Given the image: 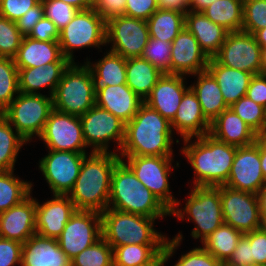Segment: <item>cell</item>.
<instances>
[{
	"instance_id": "29",
	"label": "cell",
	"mask_w": 266,
	"mask_h": 266,
	"mask_svg": "<svg viewBox=\"0 0 266 266\" xmlns=\"http://www.w3.org/2000/svg\"><path fill=\"white\" fill-rule=\"evenodd\" d=\"M14 61L18 69H24L69 60L63 56L58 41H38L24 36Z\"/></svg>"
},
{
	"instance_id": "45",
	"label": "cell",
	"mask_w": 266,
	"mask_h": 266,
	"mask_svg": "<svg viewBox=\"0 0 266 266\" xmlns=\"http://www.w3.org/2000/svg\"><path fill=\"white\" fill-rule=\"evenodd\" d=\"M23 37L14 21L0 16V57L14 58Z\"/></svg>"
},
{
	"instance_id": "37",
	"label": "cell",
	"mask_w": 266,
	"mask_h": 266,
	"mask_svg": "<svg viewBox=\"0 0 266 266\" xmlns=\"http://www.w3.org/2000/svg\"><path fill=\"white\" fill-rule=\"evenodd\" d=\"M243 234L232 226L223 223L202 242V247L223 264L232 255Z\"/></svg>"
},
{
	"instance_id": "13",
	"label": "cell",
	"mask_w": 266,
	"mask_h": 266,
	"mask_svg": "<svg viewBox=\"0 0 266 266\" xmlns=\"http://www.w3.org/2000/svg\"><path fill=\"white\" fill-rule=\"evenodd\" d=\"M214 58L229 68L253 75L263 73L262 48L250 33L229 32Z\"/></svg>"
},
{
	"instance_id": "25",
	"label": "cell",
	"mask_w": 266,
	"mask_h": 266,
	"mask_svg": "<svg viewBox=\"0 0 266 266\" xmlns=\"http://www.w3.org/2000/svg\"><path fill=\"white\" fill-rule=\"evenodd\" d=\"M144 103L127 84L106 86L95 94V105L111 112L125 124Z\"/></svg>"
},
{
	"instance_id": "51",
	"label": "cell",
	"mask_w": 266,
	"mask_h": 266,
	"mask_svg": "<svg viewBox=\"0 0 266 266\" xmlns=\"http://www.w3.org/2000/svg\"><path fill=\"white\" fill-rule=\"evenodd\" d=\"M22 243L0 237V266H21Z\"/></svg>"
},
{
	"instance_id": "46",
	"label": "cell",
	"mask_w": 266,
	"mask_h": 266,
	"mask_svg": "<svg viewBox=\"0 0 266 266\" xmlns=\"http://www.w3.org/2000/svg\"><path fill=\"white\" fill-rule=\"evenodd\" d=\"M266 27V0H243V32L254 34Z\"/></svg>"
},
{
	"instance_id": "36",
	"label": "cell",
	"mask_w": 266,
	"mask_h": 266,
	"mask_svg": "<svg viewBox=\"0 0 266 266\" xmlns=\"http://www.w3.org/2000/svg\"><path fill=\"white\" fill-rule=\"evenodd\" d=\"M202 12L212 22L223 26L229 32L242 30L243 0H216Z\"/></svg>"
},
{
	"instance_id": "56",
	"label": "cell",
	"mask_w": 266,
	"mask_h": 266,
	"mask_svg": "<svg viewBox=\"0 0 266 266\" xmlns=\"http://www.w3.org/2000/svg\"><path fill=\"white\" fill-rule=\"evenodd\" d=\"M126 0H94L93 8L107 20L116 15H123Z\"/></svg>"
},
{
	"instance_id": "54",
	"label": "cell",
	"mask_w": 266,
	"mask_h": 266,
	"mask_svg": "<svg viewBox=\"0 0 266 266\" xmlns=\"http://www.w3.org/2000/svg\"><path fill=\"white\" fill-rule=\"evenodd\" d=\"M44 17L43 3L40 1L33 8L29 9L21 18L15 21L18 30L28 36L37 22Z\"/></svg>"
},
{
	"instance_id": "10",
	"label": "cell",
	"mask_w": 266,
	"mask_h": 266,
	"mask_svg": "<svg viewBox=\"0 0 266 266\" xmlns=\"http://www.w3.org/2000/svg\"><path fill=\"white\" fill-rule=\"evenodd\" d=\"M122 159H127V165L131 168L137 179L143 186L149 189L157 199L169 210L179 206L172 192H170L169 175L173 170L172 156H134L119 155ZM126 157V158H125ZM173 160V161H172ZM172 166V167H171Z\"/></svg>"
},
{
	"instance_id": "30",
	"label": "cell",
	"mask_w": 266,
	"mask_h": 266,
	"mask_svg": "<svg viewBox=\"0 0 266 266\" xmlns=\"http://www.w3.org/2000/svg\"><path fill=\"white\" fill-rule=\"evenodd\" d=\"M207 71L217 81L224 101L229 107L247 94V88L254 76L249 72L226 67L215 58L209 59Z\"/></svg>"
},
{
	"instance_id": "1",
	"label": "cell",
	"mask_w": 266,
	"mask_h": 266,
	"mask_svg": "<svg viewBox=\"0 0 266 266\" xmlns=\"http://www.w3.org/2000/svg\"><path fill=\"white\" fill-rule=\"evenodd\" d=\"M170 121L143 103L131 121L125 124L119 155L173 156V132Z\"/></svg>"
},
{
	"instance_id": "21",
	"label": "cell",
	"mask_w": 266,
	"mask_h": 266,
	"mask_svg": "<svg viewBox=\"0 0 266 266\" xmlns=\"http://www.w3.org/2000/svg\"><path fill=\"white\" fill-rule=\"evenodd\" d=\"M36 198L31 194L21 203L0 213V237L25 243L36 234Z\"/></svg>"
},
{
	"instance_id": "16",
	"label": "cell",
	"mask_w": 266,
	"mask_h": 266,
	"mask_svg": "<svg viewBox=\"0 0 266 266\" xmlns=\"http://www.w3.org/2000/svg\"><path fill=\"white\" fill-rule=\"evenodd\" d=\"M39 161V170L53 194L68 195L80 173L87 153L48 150Z\"/></svg>"
},
{
	"instance_id": "27",
	"label": "cell",
	"mask_w": 266,
	"mask_h": 266,
	"mask_svg": "<svg viewBox=\"0 0 266 266\" xmlns=\"http://www.w3.org/2000/svg\"><path fill=\"white\" fill-rule=\"evenodd\" d=\"M70 64V61H56L42 67L18 69L20 93L40 94L38 90L47 87L49 96L53 97L63 72Z\"/></svg>"
},
{
	"instance_id": "58",
	"label": "cell",
	"mask_w": 266,
	"mask_h": 266,
	"mask_svg": "<svg viewBox=\"0 0 266 266\" xmlns=\"http://www.w3.org/2000/svg\"><path fill=\"white\" fill-rule=\"evenodd\" d=\"M261 228L266 230V185H264L257 193Z\"/></svg>"
},
{
	"instance_id": "44",
	"label": "cell",
	"mask_w": 266,
	"mask_h": 266,
	"mask_svg": "<svg viewBox=\"0 0 266 266\" xmlns=\"http://www.w3.org/2000/svg\"><path fill=\"white\" fill-rule=\"evenodd\" d=\"M141 57L164 74H171V42L149 37Z\"/></svg>"
},
{
	"instance_id": "20",
	"label": "cell",
	"mask_w": 266,
	"mask_h": 266,
	"mask_svg": "<svg viewBox=\"0 0 266 266\" xmlns=\"http://www.w3.org/2000/svg\"><path fill=\"white\" fill-rule=\"evenodd\" d=\"M76 210L68 195L53 194V199L43 204L36 200V234L58 239Z\"/></svg>"
},
{
	"instance_id": "19",
	"label": "cell",
	"mask_w": 266,
	"mask_h": 266,
	"mask_svg": "<svg viewBox=\"0 0 266 266\" xmlns=\"http://www.w3.org/2000/svg\"><path fill=\"white\" fill-rule=\"evenodd\" d=\"M208 62L197 39L184 27L171 43V74L193 76L206 71Z\"/></svg>"
},
{
	"instance_id": "38",
	"label": "cell",
	"mask_w": 266,
	"mask_h": 266,
	"mask_svg": "<svg viewBox=\"0 0 266 266\" xmlns=\"http://www.w3.org/2000/svg\"><path fill=\"white\" fill-rule=\"evenodd\" d=\"M33 184L14 176V170L0 171V213L18 205L30 194Z\"/></svg>"
},
{
	"instance_id": "34",
	"label": "cell",
	"mask_w": 266,
	"mask_h": 266,
	"mask_svg": "<svg viewBox=\"0 0 266 266\" xmlns=\"http://www.w3.org/2000/svg\"><path fill=\"white\" fill-rule=\"evenodd\" d=\"M165 244H131L113 249L115 266L163 265Z\"/></svg>"
},
{
	"instance_id": "48",
	"label": "cell",
	"mask_w": 266,
	"mask_h": 266,
	"mask_svg": "<svg viewBox=\"0 0 266 266\" xmlns=\"http://www.w3.org/2000/svg\"><path fill=\"white\" fill-rule=\"evenodd\" d=\"M41 0H0V16L17 21Z\"/></svg>"
},
{
	"instance_id": "9",
	"label": "cell",
	"mask_w": 266,
	"mask_h": 266,
	"mask_svg": "<svg viewBox=\"0 0 266 266\" xmlns=\"http://www.w3.org/2000/svg\"><path fill=\"white\" fill-rule=\"evenodd\" d=\"M58 43L64 57L74 61L73 50L106 46V20L93 7L78 10L73 19L59 31Z\"/></svg>"
},
{
	"instance_id": "22",
	"label": "cell",
	"mask_w": 266,
	"mask_h": 266,
	"mask_svg": "<svg viewBox=\"0 0 266 266\" xmlns=\"http://www.w3.org/2000/svg\"><path fill=\"white\" fill-rule=\"evenodd\" d=\"M185 79L184 75L163 74L144 103L171 121L184 93L190 88L185 85Z\"/></svg>"
},
{
	"instance_id": "11",
	"label": "cell",
	"mask_w": 266,
	"mask_h": 266,
	"mask_svg": "<svg viewBox=\"0 0 266 266\" xmlns=\"http://www.w3.org/2000/svg\"><path fill=\"white\" fill-rule=\"evenodd\" d=\"M82 124L83 137L88 147H92V152L109 153L110 141L118 144L120 152L125 136V123L96 105L85 114L79 116Z\"/></svg>"
},
{
	"instance_id": "40",
	"label": "cell",
	"mask_w": 266,
	"mask_h": 266,
	"mask_svg": "<svg viewBox=\"0 0 266 266\" xmlns=\"http://www.w3.org/2000/svg\"><path fill=\"white\" fill-rule=\"evenodd\" d=\"M182 239L183 235L180 232L171 240L167 238L162 253L163 266L174 255L177 247L181 245L180 242H182ZM222 264L220 260L216 259L203 247H196L186 254L181 255L174 266H222Z\"/></svg>"
},
{
	"instance_id": "32",
	"label": "cell",
	"mask_w": 266,
	"mask_h": 266,
	"mask_svg": "<svg viewBox=\"0 0 266 266\" xmlns=\"http://www.w3.org/2000/svg\"><path fill=\"white\" fill-rule=\"evenodd\" d=\"M194 76H197V81L190 88L196 94L204 116L212 122L229 106L224 101L217 81L207 70Z\"/></svg>"
},
{
	"instance_id": "39",
	"label": "cell",
	"mask_w": 266,
	"mask_h": 266,
	"mask_svg": "<svg viewBox=\"0 0 266 266\" xmlns=\"http://www.w3.org/2000/svg\"><path fill=\"white\" fill-rule=\"evenodd\" d=\"M26 143L28 142L0 114V171L15 170L18 152Z\"/></svg>"
},
{
	"instance_id": "49",
	"label": "cell",
	"mask_w": 266,
	"mask_h": 266,
	"mask_svg": "<svg viewBox=\"0 0 266 266\" xmlns=\"http://www.w3.org/2000/svg\"><path fill=\"white\" fill-rule=\"evenodd\" d=\"M243 235L250 241L254 266H266V230L260 228Z\"/></svg>"
},
{
	"instance_id": "52",
	"label": "cell",
	"mask_w": 266,
	"mask_h": 266,
	"mask_svg": "<svg viewBox=\"0 0 266 266\" xmlns=\"http://www.w3.org/2000/svg\"><path fill=\"white\" fill-rule=\"evenodd\" d=\"M224 264L226 266H254L250 241L244 235L241 236L232 255Z\"/></svg>"
},
{
	"instance_id": "6",
	"label": "cell",
	"mask_w": 266,
	"mask_h": 266,
	"mask_svg": "<svg viewBox=\"0 0 266 266\" xmlns=\"http://www.w3.org/2000/svg\"><path fill=\"white\" fill-rule=\"evenodd\" d=\"M184 208H173L170 215H174L178 220L193 221L196 226L191 231L194 239H199L202 243L206 237L213 233L223 223L222 204L220 198V186H193Z\"/></svg>"
},
{
	"instance_id": "61",
	"label": "cell",
	"mask_w": 266,
	"mask_h": 266,
	"mask_svg": "<svg viewBox=\"0 0 266 266\" xmlns=\"http://www.w3.org/2000/svg\"><path fill=\"white\" fill-rule=\"evenodd\" d=\"M253 36L255 37L258 44L261 46V48L266 47V27L262 28L260 30H257Z\"/></svg>"
},
{
	"instance_id": "33",
	"label": "cell",
	"mask_w": 266,
	"mask_h": 266,
	"mask_svg": "<svg viewBox=\"0 0 266 266\" xmlns=\"http://www.w3.org/2000/svg\"><path fill=\"white\" fill-rule=\"evenodd\" d=\"M163 74L142 57L126 59V84L143 101Z\"/></svg>"
},
{
	"instance_id": "3",
	"label": "cell",
	"mask_w": 266,
	"mask_h": 266,
	"mask_svg": "<svg viewBox=\"0 0 266 266\" xmlns=\"http://www.w3.org/2000/svg\"><path fill=\"white\" fill-rule=\"evenodd\" d=\"M183 139L181 149L194 169V186L217 187L225 185L233 164L237 147L218 141L210 134ZM193 142V143H192Z\"/></svg>"
},
{
	"instance_id": "12",
	"label": "cell",
	"mask_w": 266,
	"mask_h": 266,
	"mask_svg": "<svg viewBox=\"0 0 266 266\" xmlns=\"http://www.w3.org/2000/svg\"><path fill=\"white\" fill-rule=\"evenodd\" d=\"M146 20L116 15L106 20V44L125 59L141 57L149 40Z\"/></svg>"
},
{
	"instance_id": "18",
	"label": "cell",
	"mask_w": 266,
	"mask_h": 266,
	"mask_svg": "<svg viewBox=\"0 0 266 266\" xmlns=\"http://www.w3.org/2000/svg\"><path fill=\"white\" fill-rule=\"evenodd\" d=\"M226 186L257 194L266 185L260 160V143L237 147Z\"/></svg>"
},
{
	"instance_id": "17",
	"label": "cell",
	"mask_w": 266,
	"mask_h": 266,
	"mask_svg": "<svg viewBox=\"0 0 266 266\" xmlns=\"http://www.w3.org/2000/svg\"><path fill=\"white\" fill-rule=\"evenodd\" d=\"M39 139L48 150L86 153L87 145L83 137L79 116L52 110Z\"/></svg>"
},
{
	"instance_id": "35",
	"label": "cell",
	"mask_w": 266,
	"mask_h": 266,
	"mask_svg": "<svg viewBox=\"0 0 266 266\" xmlns=\"http://www.w3.org/2000/svg\"><path fill=\"white\" fill-rule=\"evenodd\" d=\"M149 36L171 42L185 27V14L170 9L159 8L147 20Z\"/></svg>"
},
{
	"instance_id": "23",
	"label": "cell",
	"mask_w": 266,
	"mask_h": 266,
	"mask_svg": "<svg viewBox=\"0 0 266 266\" xmlns=\"http://www.w3.org/2000/svg\"><path fill=\"white\" fill-rule=\"evenodd\" d=\"M182 139L209 134L211 122L204 116L196 94L189 88L183 95L174 118L170 121Z\"/></svg>"
},
{
	"instance_id": "60",
	"label": "cell",
	"mask_w": 266,
	"mask_h": 266,
	"mask_svg": "<svg viewBox=\"0 0 266 266\" xmlns=\"http://www.w3.org/2000/svg\"><path fill=\"white\" fill-rule=\"evenodd\" d=\"M61 1L72 5L78 10H86L93 7L94 0H61Z\"/></svg>"
},
{
	"instance_id": "4",
	"label": "cell",
	"mask_w": 266,
	"mask_h": 266,
	"mask_svg": "<svg viewBox=\"0 0 266 266\" xmlns=\"http://www.w3.org/2000/svg\"><path fill=\"white\" fill-rule=\"evenodd\" d=\"M108 208L149 218L171 216L170 211L137 179L124 159H120L113 170Z\"/></svg>"
},
{
	"instance_id": "57",
	"label": "cell",
	"mask_w": 266,
	"mask_h": 266,
	"mask_svg": "<svg viewBox=\"0 0 266 266\" xmlns=\"http://www.w3.org/2000/svg\"><path fill=\"white\" fill-rule=\"evenodd\" d=\"M158 6L162 9L177 10L186 14L188 9V0H158Z\"/></svg>"
},
{
	"instance_id": "64",
	"label": "cell",
	"mask_w": 266,
	"mask_h": 266,
	"mask_svg": "<svg viewBox=\"0 0 266 266\" xmlns=\"http://www.w3.org/2000/svg\"><path fill=\"white\" fill-rule=\"evenodd\" d=\"M263 73L266 74V47L262 48Z\"/></svg>"
},
{
	"instance_id": "63",
	"label": "cell",
	"mask_w": 266,
	"mask_h": 266,
	"mask_svg": "<svg viewBox=\"0 0 266 266\" xmlns=\"http://www.w3.org/2000/svg\"><path fill=\"white\" fill-rule=\"evenodd\" d=\"M257 141L266 149V129L257 134Z\"/></svg>"
},
{
	"instance_id": "47",
	"label": "cell",
	"mask_w": 266,
	"mask_h": 266,
	"mask_svg": "<svg viewBox=\"0 0 266 266\" xmlns=\"http://www.w3.org/2000/svg\"><path fill=\"white\" fill-rule=\"evenodd\" d=\"M43 3L44 17L50 19L60 31L78 12V9L61 0H41Z\"/></svg>"
},
{
	"instance_id": "2",
	"label": "cell",
	"mask_w": 266,
	"mask_h": 266,
	"mask_svg": "<svg viewBox=\"0 0 266 266\" xmlns=\"http://www.w3.org/2000/svg\"><path fill=\"white\" fill-rule=\"evenodd\" d=\"M68 196L77 210L103 212L108 208L113 170L121 159L116 152H90Z\"/></svg>"
},
{
	"instance_id": "8",
	"label": "cell",
	"mask_w": 266,
	"mask_h": 266,
	"mask_svg": "<svg viewBox=\"0 0 266 266\" xmlns=\"http://www.w3.org/2000/svg\"><path fill=\"white\" fill-rule=\"evenodd\" d=\"M52 110L53 97L19 93L1 114L29 142L34 135L41 136Z\"/></svg>"
},
{
	"instance_id": "53",
	"label": "cell",
	"mask_w": 266,
	"mask_h": 266,
	"mask_svg": "<svg viewBox=\"0 0 266 266\" xmlns=\"http://www.w3.org/2000/svg\"><path fill=\"white\" fill-rule=\"evenodd\" d=\"M28 37L38 41H58L59 30L50 19L43 17L37 22Z\"/></svg>"
},
{
	"instance_id": "15",
	"label": "cell",
	"mask_w": 266,
	"mask_h": 266,
	"mask_svg": "<svg viewBox=\"0 0 266 266\" xmlns=\"http://www.w3.org/2000/svg\"><path fill=\"white\" fill-rule=\"evenodd\" d=\"M101 238V213L92 210H76L57 240L61 250L72 260Z\"/></svg>"
},
{
	"instance_id": "28",
	"label": "cell",
	"mask_w": 266,
	"mask_h": 266,
	"mask_svg": "<svg viewBox=\"0 0 266 266\" xmlns=\"http://www.w3.org/2000/svg\"><path fill=\"white\" fill-rule=\"evenodd\" d=\"M185 27L197 39L200 48L209 59L218 54L229 33L223 26L207 18L203 12L190 10L185 14Z\"/></svg>"
},
{
	"instance_id": "41",
	"label": "cell",
	"mask_w": 266,
	"mask_h": 266,
	"mask_svg": "<svg viewBox=\"0 0 266 266\" xmlns=\"http://www.w3.org/2000/svg\"><path fill=\"white\" fill-rule=\"evenodd\" d=\"M19 93L18 68L14 58L0 57V114Z\"/></svg>"
},
{
	"instance_id": "5",
	"label": "cell",
	"mask_w": 266,
	"mask_h": 266,
	"mask_svg": "<svg viewBox=\"0 0 266 266\" xmlns=\"http://www.w3.org/2000/svg\"><path fill=\"white\" fill-rule=\"evenodd\" d=\"M156 219L107 208L101 212L102 237L113 249L127 244H165L167 237L154 229Z\"/></svg>"
},
{
	"instance_id": "24",
	"label": "cell",
	"mask_w": 266,
	"mask_h": 266,
	"mask_svg": "<svg viewBox=\"0 0 266 266\" xmlns=\"http://www.w3.org/2000/svg\"><path fill=\"white\" fill-rule=\"evenodd\" d=\"M21 266H72L58 240L34 234L22 245Z\"/></svg>"
},
{
	"instance_id": "65",
	"label": "cell",
	"mask_w": 266,
	"mask_h": 266,
	"mask_svg": "<svg viewBox=\"0 0 266 266\" xmlns=\"http://www.w3.org/2000/svg\"><path fill=\"white\" fill-rule=\"evenodd\" d=\"M115 266V265H113ZM140 266H163V265H140Z\"/></svg>"
},
{
	"instance_id": "14",
	"label": "cell",
	"mask_w": 266,
	"mask_h": 266,
	"mask_svg": "<svg viewBox=\"0 0 266 266\" xmlns=\"http://www.w3.org/2000/svg\"><path fill=\"white\" fill-rule=\"evenodd\" d=\"M220 198L225 224L242 234L261 228L257 194L220 185Z\"/></svg>"
},
{
	"instance_id": "59",
	"label": "cell",
	"mask_w": 266,
	"mask_h": 266,
	"mask_svg": "<svg viewBox=\"0 0 266 266\" xmlns=\"http://www.w3.org/2000/svg\"><path fill=\"white\" fill-rule=\"evenodd\" d=\"M216 0H188V9L193 12H202Z\"/></svg>"
},
{
	"instance_id": "7",
	"label": "cell",
	"mask_w": 266,
	"mask_h": 266,
	"mask_svg": "<svg viewBox=\"0 0 266 266\" xmlns=\"http://www.w3.org/2000/svg\"><path fill=\"white\" fill-rule=\"evenodd\" d=\"M95 105L90 67L71 63L63 72L53 95V109L81 116Z\"/></svg>"
},
{
	"instance_id": "43",
	"label": "cell",
	"mask_w": 266,
	"mask_h": 266,
	"mask_svg": "<svg viewBox=\"0 0 266 266\" xmlns=\"http://www.w3.org/2000/svg\"><path fill=\"white\" fill-rule=\"evenodd\" d=\"M231 108L257 134L266 129L265 107L257 104L248 96L241 97Z\"/></svg>"
},
{
	"instance_id": "62",
	"label": "cell",
	"mask_w": 266,
	"mask_h": 266,
	"mask_svg": "<svg viewBox=\"0 0 266 266\" xmlns=\"http://www.w3.org/2000/svg\"><path fill=\"white\" fill-rule=\"evenodd\" d=\"M260 160L263 176L266 180V149L260 144Z\"/></svg>"
},
{
	"instance_id": "31",
	"label": "cell",
	"mask_w": 266,
	"mask_h": 266,
	"mask_svg": "<svg viewBox=\"0 0 266 266\" xmlns=\"http://www.w3.org/2000/svg\"><path fill=\"white\" fill-rule=\"evenodd\" d=\"M86 60L95 94L106 86L126 84V59L121 55L109 50L94 64Z\"/></svg>"
},
{
	"instance_id": "50",
	"label": "cell",
	"mask_w": 266,
	"mask_h": 266,
	"mask_svg": "<svg viewBox=\"0 0 266 266\" xmlns=\"http://www.w3.org/2000/svg\"><path fill=\"white\" fill-rule=\"evenodd\" d=\"M158 9V0H126L123 15L147 21Z\"/></svg>"
},
{
	"instance_id": "55",
	"label": "cell",
	"mask_w": 266,
	"mask_h": 266,
	"mask_svg": "<svg viewBox=\"0 0 266 266\" xmlns=\"http://www.w3.org/2000/svg\"><path fill=\"white\" fill-rule=\"evenodd\" d=\"M246 96L257 104L266 107V74L254 75L251 78Z\"/></svg>"
},
{
	"instance_id": "42",
	"label": "cell",
	"mask_w": 266,
	"mask_h": 266,
	"mask_svg": "<svg viewBox=\"0 0 266 266\" xmlns=\"http://www.w3.org/2000/svg\"><path fill=\"white\" fill-rule=\"evenodd\" d=\"M72 266H113V248L102 237L71 260Z\"/></svg>"
},
{
	"instance_id": "26",
	"label": "cell",
	"mask_w": 266,
	"mask_h": 266,
	"mask_svg": "<svg viewBox=\"0 0 266 266\" xmlns=\"http://www.w3.org/2000/svg\"><path fill=\"white\" fill-rule=\"evenodd\" d=\"M209 134L218 141L236 147L257 141V133L229 107L211 122Z\"/></svg>"
}]
</instances>
